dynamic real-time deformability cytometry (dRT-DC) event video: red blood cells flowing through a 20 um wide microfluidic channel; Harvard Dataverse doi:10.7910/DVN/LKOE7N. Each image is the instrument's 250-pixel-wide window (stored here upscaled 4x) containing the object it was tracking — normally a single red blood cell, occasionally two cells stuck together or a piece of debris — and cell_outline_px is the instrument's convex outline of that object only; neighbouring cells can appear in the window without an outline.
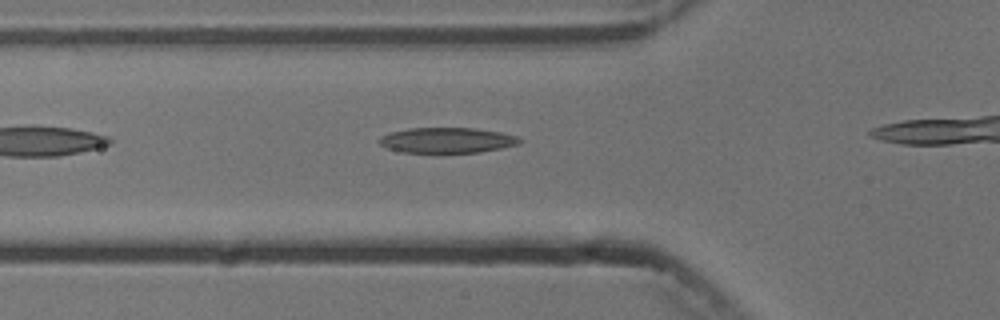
{"species": "common noctule bat (a hibernating species)", "species_latin": "Nyctalus noctula", "temperature_condition": "cold", "stored_images_in_passage": 4, "camera_frame_rate_fps": 3000, "um_per_image_px": 0.085, "animal": {"sex": "male", "body_mass_g": 13.3}, "frame": {"image": 1, "passage_image": 3, "time_ms": 2.333, "image_size_px": [1000, 320], "cell_outline_px": [[524, 140], [520, 144], [480, 152], [404, 152], [388, 148], [380, 144], [376, 140], [380, 136], [392, 132], [408, 128], [476, 128], [500, 132], [516, 136]], "centroid_in_image_um": [38.01, 11.91], "position_along_channel_um": 87.8, "area_um2": 20.69}}